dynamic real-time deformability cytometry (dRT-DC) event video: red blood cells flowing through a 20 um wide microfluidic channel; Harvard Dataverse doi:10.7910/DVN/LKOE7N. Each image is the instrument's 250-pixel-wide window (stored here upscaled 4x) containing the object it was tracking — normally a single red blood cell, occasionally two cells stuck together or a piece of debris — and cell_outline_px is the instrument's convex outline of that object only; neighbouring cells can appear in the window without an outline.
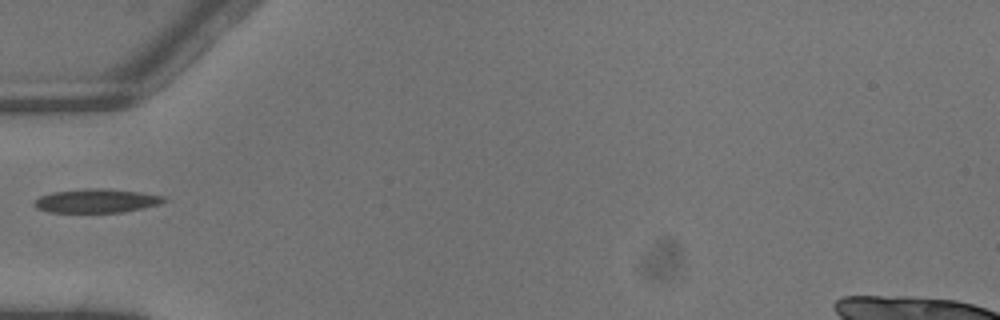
{"species": "common noctule bat (a hibernating species)", "species_latin": "Nyctalus noctula", "temperature_condition": "warm", "stored_images_in_passage": 5, "segment_of_instrument_passage": [2, 2], "camera_frame_rate_fps": 3000, "um_per_image_px": 0.085, "animal": {"sex": "male", "body_mass_g": 13.3}, "frame": {"image": 1, "passage_image": 5, "time_ms": 1.333, "image_size_px": [1000, 320], "cell_outline_px": [[168, 200], [160, 204], [144, 208], [124, 212], [48, 212], [36, 208], [32, 204], [40, 196], [52, 192], [92, 188], [100, 188], [140, 192], [164, 196]], "centroid_in_image_um": [8.22, 17.07], "position_along_channel_um": 76.8, "area_um2": 17.98}}